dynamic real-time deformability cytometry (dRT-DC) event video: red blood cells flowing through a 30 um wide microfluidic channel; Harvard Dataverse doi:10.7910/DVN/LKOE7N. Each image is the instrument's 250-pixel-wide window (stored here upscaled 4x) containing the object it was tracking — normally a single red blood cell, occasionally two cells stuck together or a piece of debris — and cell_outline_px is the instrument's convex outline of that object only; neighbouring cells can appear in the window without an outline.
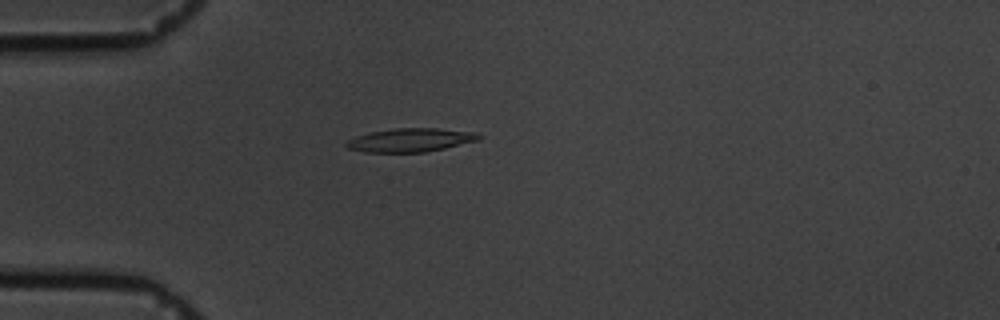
{"species": "common noctule bat (a hibernating species)", "species_latin": "Nyctalus noctula", "temperature_condition": "cold", "stored_images_in_passage": 45, "camera_frame_rate_fps": 3000, "um_per_image_px": 0.085, "animal": {"sex": "male", "body_mass_g": 19.5, "forearm_length_mm": 54.6}, "frame": {"image": 1, "passage_image": 2, "time_ms": 0.333, "image_size_px": [1000, 320], "cell_outline_px": [[484, 136], [480, 140], [444, 148], [424, 152], [364, 152], [348, 148], [344, 144], [348, 140], [356, 136], [372, 132], [396, 128], [436, 128], [476, 132]], "centroid_in_image_um": [34.93, 11.9], "position_along_channel_um": 50.1, "area_um2": 18.15}}
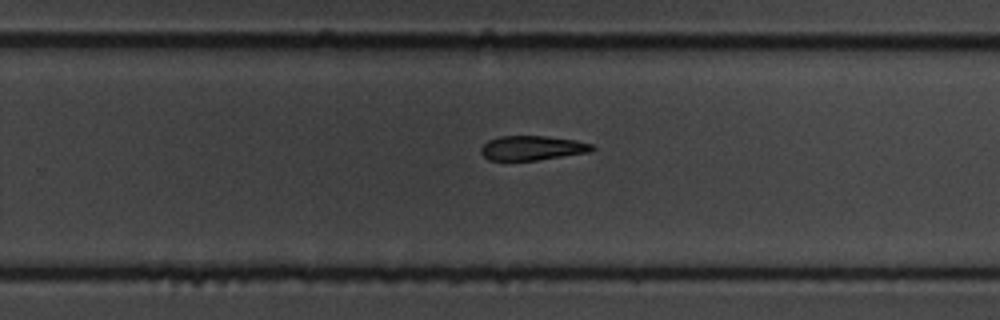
{"frame": {"image": 2, "passage_image": 24, "time_ms": 7.667, "image_size_px": [1000, 320], "cell_outline_px": [[596, 148], [592, 152], [536, 160], [488, 160], [480, 152], [480, 148], [488, 140], [500, 136], [548, 136], [576, 140], [592, 144]], "centroid_in_image_um": [45.26, 12.57], "position_along_channel_um": 284.5, "area_um2": 15.95}}
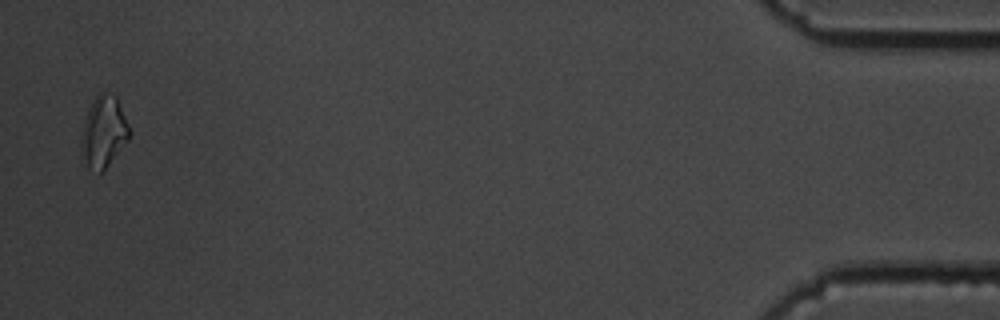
{"frame": {"image": 3, "passage_image": 44, "time_ms": 14.333, "image_size_px": [1000, 320], "cell_outline_px": [[132, 132], [128, 140], [104, 168], [100, 172], [88, 168], [80, 164], [80, 132], [88, 108], [92, 100], [100, 92], [104, 92], [116, 96]], "centroid_in_image_um": [8.75, 11.22], "position_along_channel_um": 426.5, "area_um2": 20.4}, "authors_computed_cell_mechanics": {"area_um2": 17.5712, "velocity_mm_per_s": 3.3778, "shape_relaxation_time_tau1_ms": 4.9798, "shape_relaxation_time_tau2_ms": null, "deformation_change_tau1": 0.1103, "deformation_change_tau2": null}}